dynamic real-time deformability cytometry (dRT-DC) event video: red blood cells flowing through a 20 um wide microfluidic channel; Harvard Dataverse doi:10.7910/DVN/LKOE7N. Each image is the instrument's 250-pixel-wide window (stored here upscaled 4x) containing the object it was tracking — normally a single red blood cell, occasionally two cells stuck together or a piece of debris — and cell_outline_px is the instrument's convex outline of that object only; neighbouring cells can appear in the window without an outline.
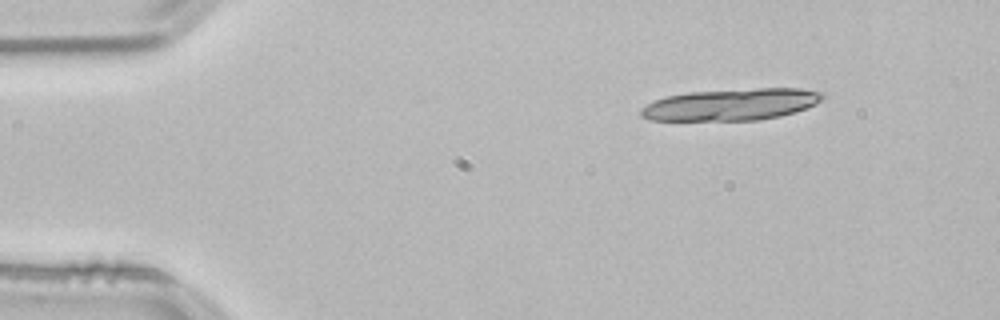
{"species": "common noctule bat (a hibernating species)", "species_latin": "Nyctalus noctula", "temperature_condition": "room temperature", "stored_images_in_passage": 15, "camera_frame_rate_fps": 3000, "um_per_image_px": 0.085, "animal": {"sex": "male", "body_mass_g": 21.5, "forearm_length_mm": 52.0}, "frame": {"image": 1, "passage_image": 2, "time_ms": 0.333, "image_size_px": [1000, 320], "cell_outline_px": [[824, 96], [816, 104], [780, 116], [760, 120], [652, 120], [640, 116], [640, 108], [664, 96], [688, 92], [760, 88], [800, 88], [824, 92]], "centroid_in_image_um": [62.14, 8.88], "position_along_channel_um": 22.9, "area_um2": 33.47}}